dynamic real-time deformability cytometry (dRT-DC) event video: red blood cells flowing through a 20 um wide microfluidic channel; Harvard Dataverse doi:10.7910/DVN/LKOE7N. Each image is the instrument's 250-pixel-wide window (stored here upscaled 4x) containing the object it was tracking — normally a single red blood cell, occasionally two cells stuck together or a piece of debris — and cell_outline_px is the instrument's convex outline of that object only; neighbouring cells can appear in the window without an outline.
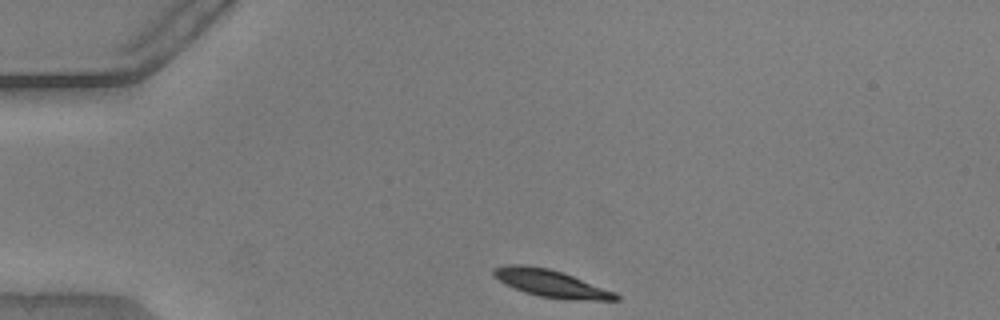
{"species": "common noctule bat (a hibernating species)", "species_latin": "Nyctalus noctula", "temperature_condition": "warm", "stored_images_in_passage": 35, "camera_frame_rate_fps": 3000, "um_per_image_px": 0.085, "animal": {"sex": "male", "body_mass_g": 20.5, "forearm_length_mm": 52.5}, "frame": {"image": 1, "passage_image": 1, "time_ms": 0.0, "image_size_px": [1000, 320], "cell_outline_px": [[620, 300], [564, 300], [540, 296], [524, 292], [500, 280], [492, 272], [492, 268], [508, 264], [524, 264], [548, 268], [572, 276], [616, 292], [620, 296]], "centroid_in_image_um": [46.87, 24.1], "position_along_channel_um": 38.1, "area_um2": 19.25}}
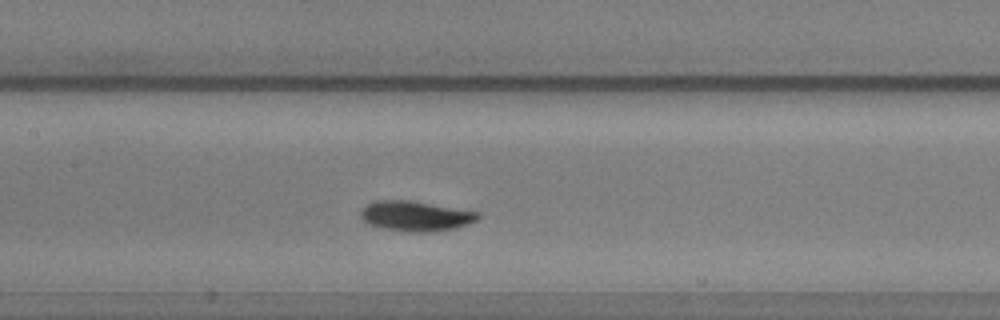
{"frame": {"image": 2, "passage_image": 15, "time_ms": 4.667, "image_size_px": [1000, 320], "cell_outline_px": [[480, 216], [476, 220], [468, 224], [456, 228], [432, 232], [408, 232], [380, 228], [368, 224], [360, 216], [360, 208], [376, 200], [408, 200], [480, 212]], "centroid_in_image_um": [35.3, 18.37], "position_along_channel_um": 172.1, "area_um2": 20.69}}
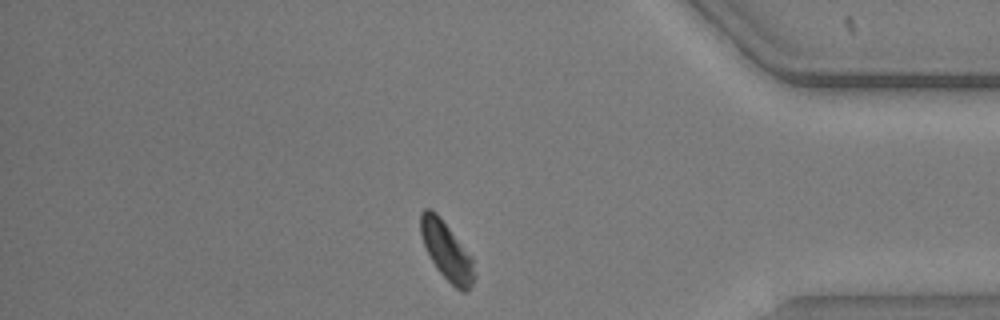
{"frame": {"image": 3, "passage_image": 35, "time_ms": 11.333, "image_size_px": [1000, 320], "cell_outline_px": [[476, 276], [468, 292], [460, 292], [436, 268], [424, 244], [420, 232], [420, 212], [424, 208], [428, 208], [436, 212], [440, 216], [472, 256]], "centroid_in_image_um": [37.99, 21.33], "position_along_channel_um": 397.2, "area_um2": 18.26}, "authors_computed_cell_mechanics": {"area_um2": 19.4208, "velocity_mm_per_s": 3.7673, "shape_relaxation_time_tau1_ms": 1.8301, "shape_relaxation_time_tau2_ms": null, "deformation_change_tau1": 0.12, "deformation_change_tau2": null}}